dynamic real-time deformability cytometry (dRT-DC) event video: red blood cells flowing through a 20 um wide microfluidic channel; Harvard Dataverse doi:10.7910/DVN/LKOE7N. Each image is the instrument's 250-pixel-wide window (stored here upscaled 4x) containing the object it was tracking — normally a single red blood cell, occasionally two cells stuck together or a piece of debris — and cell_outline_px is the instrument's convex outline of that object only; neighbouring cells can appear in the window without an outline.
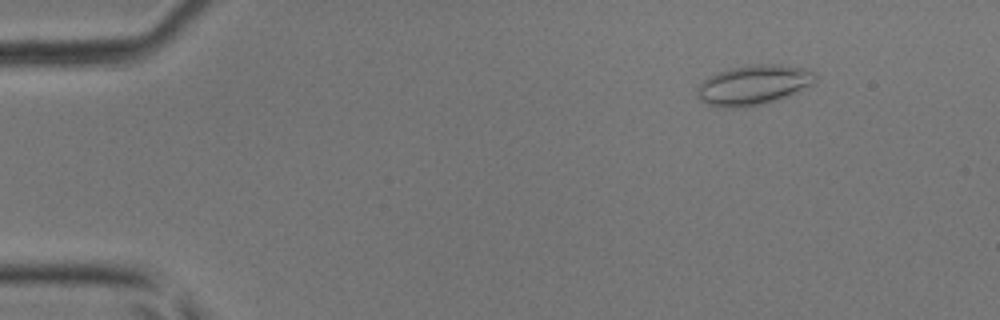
{"species": "common noctule bat (a hibernating species)", "species_latin": "Nyctalus noctula", "temperature_condition": "room temperature", "stored_images_in_passage": 21, "camera_frame_rate_fps": 3000, "um_per_image_px": 0.085, "animal": {"sex": "male", "body_mass_g": 17.9, "forearm_length_mm": 54.2}, "frame": {"image": 1, "passage_image": 6, "time_ms": 1.667, "image_size_px": [1000, 320], "cell_outline_px": [[816, 80], [812, 84], [788, 96], [760, 104], [732, 108], [728, 108], [708, 104], [700, 100], [696, 96], [696, 88], [704, 80], [716, 72], [732, 68], [752, 64], [780, 64], [804, 68], [816, 72]], "centroid_in_image_um": [64.04, 7.2], "position_along_channel_um": 21.0, "area_um2": 27.28}}
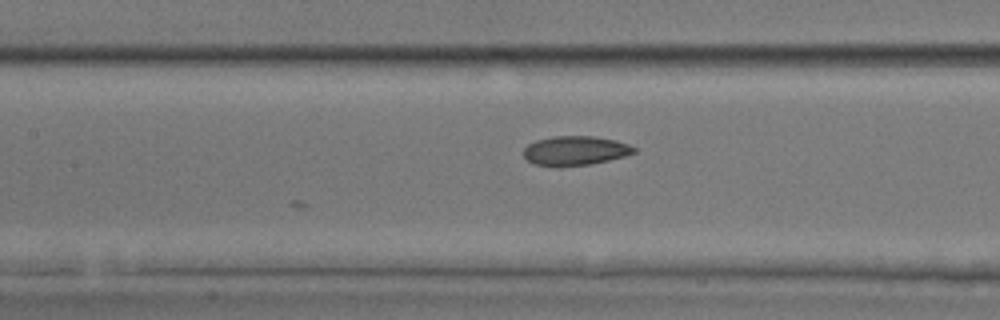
{"frame": {"image": 2, "passage_image": 21, "time_ms": 6.667, "image_size_px": [1000, 320], "cell_outline_px": [[636, 152], [624, 156], [608, 160], [588, 164], [560, 168], [556, 168], [532, 164], [524, 156], [524, 148], [528, 144], [536, 140], [552, 136], [592, 136], [616, 140], [628, 144], [636, 148]], "centroid_in_image_um": [48.85, 12.82], "position_along_channel_um": 158.6, "area_um2": 19.13}}